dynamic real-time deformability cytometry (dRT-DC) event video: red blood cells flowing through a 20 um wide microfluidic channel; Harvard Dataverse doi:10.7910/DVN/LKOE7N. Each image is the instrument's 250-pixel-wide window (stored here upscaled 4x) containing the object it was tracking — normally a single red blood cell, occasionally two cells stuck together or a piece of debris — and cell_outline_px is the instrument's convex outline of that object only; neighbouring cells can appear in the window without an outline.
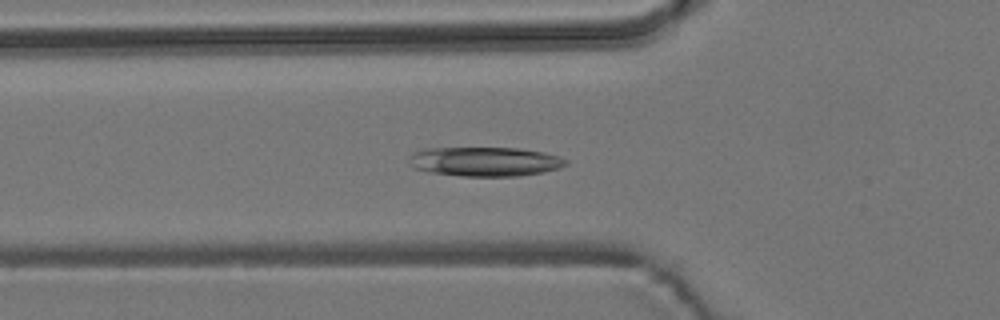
{"species": "common noctule bat (a hibernating species)", "species_latin": "Nyctalus noctula", "temperature_condition": "room temperature", "stored_images_in_passage": 52, "camera_frame_rate_fps": 3000, "um_per_image_px": 0.085, "animal": {"sex": "male", "body_mass_g": 19.2, "forearm_length_mm": 51.8}, "frame": {"image": 1, "passage_image": 16, "time_ms": 5.0, "image_size_px": [1000, 320], "cell_outline_px": [[568, 164], [560, 168], [544, 172], [520, 176], [460, 176], [432, 172], [412, 168], [408, 164], [412, 156], [416, 152], [428, 148], [520, 148], [544, 152], [560, 156], [568, 160]], "centroid_in_image_um": [41.29, 13.74], "position_along_channel_um": 84.5, "area_um2": 26.88}}
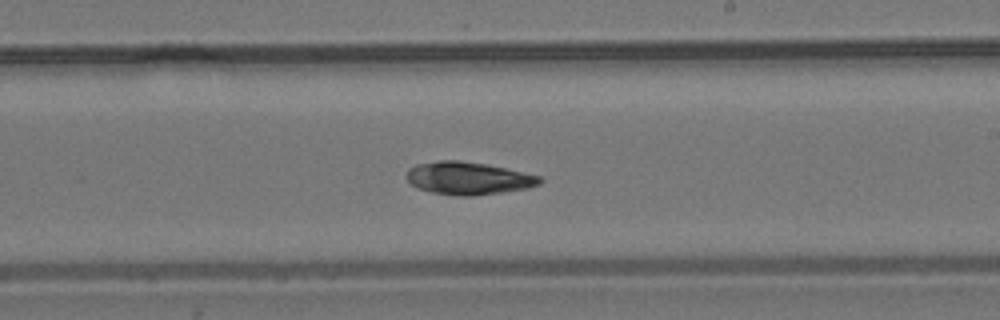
{"frame": {"image": 2, "passage_image": 29, "time_ms": 9.333, "image_size_px": [1000, 320], "cell_outline_px": [[544, 180], [540, 184], [528, 188], [472, 196], [456, 196], [432, 192], [420, 188], [412, 184], [404, 176], [408, 168], [416, 164], [440, 160], [460, 160], [484, 164], [504, 168], [540, 176]], "centroid_in_image_um": [39.78, 15.15], "position_along_channel_um": 249.2, "area_um2": 25.26}}
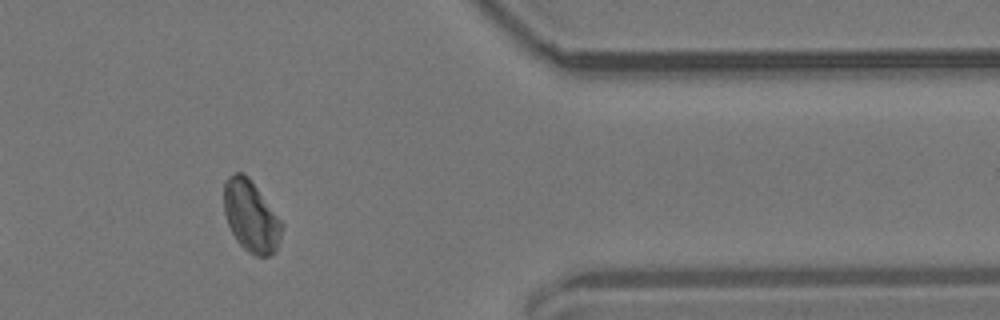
{"frame": {"image": 3, "passage_image": 42, "time_ms": 13.667, "image_size_px": [1000, 320], "cell_outline_px": [[280, 236], [276, 252], [268, 256], [256, 256], [248, 252], [236, 240], [228, 224], [224, 212], [224, 180], [228, 176], [236, 172], [244, 172], [248, 176], [280, 220]], "centroid_in_image_um": [21.29, 18.37], "position_along_channel_um": 390.1, "area_um2": 23.7}}